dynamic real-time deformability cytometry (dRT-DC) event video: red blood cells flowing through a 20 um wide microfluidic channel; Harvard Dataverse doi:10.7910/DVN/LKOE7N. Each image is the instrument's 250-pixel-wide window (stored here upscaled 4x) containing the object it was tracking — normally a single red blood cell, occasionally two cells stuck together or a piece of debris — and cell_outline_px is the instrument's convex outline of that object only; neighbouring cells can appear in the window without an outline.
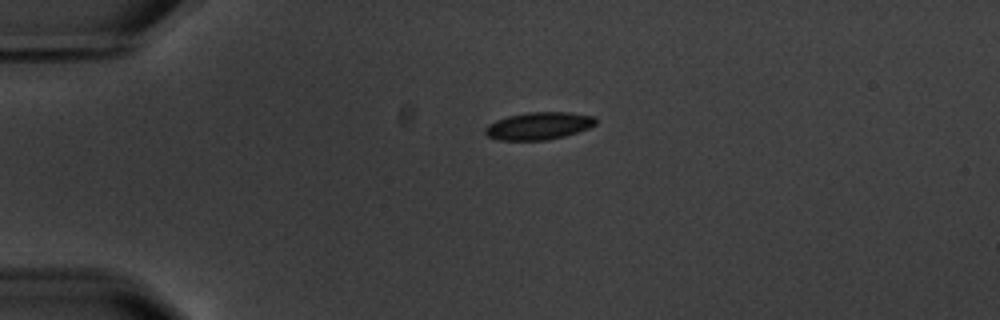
{"species": "common noctule bat (a hibernating species)", "species_latin": "Nyctalus noctula", "temperature_condition": "warm", "stored_images_in_passage": 2, "camera_frame_rate_fps": 3000, "um_per_image_px": 0.085, "animal": {"sex": "male", "body_mass_g": 20.1, "forearm_length_mm": 53.5}, "frame": {"image": 1, "passage_image": 1, "time_ms": 0.0, "image_size_px": [1000, 320], "cell_outline_px": [[596, 124], [588, 128], [564, 136], [548, 140], [500, 140], [488, 136], [484, 132], [484, 128], [488, 124], [496, 120], [508, 116], [528, 112], [568, 112], [596, 116]], "centroid_in_image_um": [45.79, 10.69], "position_along_channel_um": 39.2, "area_um2": 17.69}}